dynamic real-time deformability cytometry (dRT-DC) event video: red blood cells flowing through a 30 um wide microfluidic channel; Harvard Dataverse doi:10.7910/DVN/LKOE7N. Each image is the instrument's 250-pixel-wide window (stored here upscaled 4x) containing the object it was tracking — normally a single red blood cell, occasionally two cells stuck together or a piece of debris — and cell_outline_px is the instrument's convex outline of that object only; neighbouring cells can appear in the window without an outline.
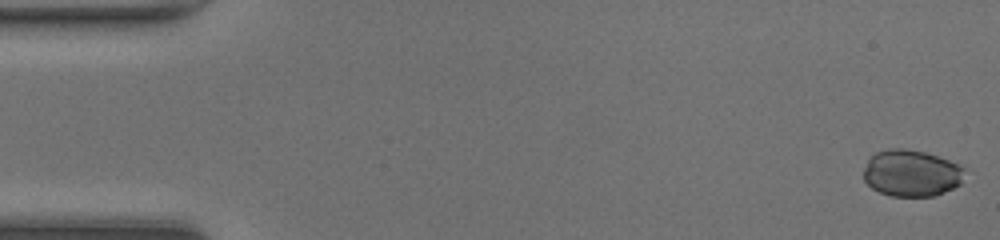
{"species": "common noctule bat (a hibernating species)", "species_latin": "Nyctalus noctula", "temperature_condition": "room temperature", "stored_images_in_passage": 48, "camera_frame_rate_fps": 3000, "um_per_image_px": 0.085, "animal": {"sex": "female", "body_mass_g": 20.0, "forearm_length_mm": 54.0}, "frame": {"image": 1, "passage_image": 1, "time_ms": 0.0, "image_size_px": [1000, 240], "cell_outline_px": [[964, 168], [960, 184], [952, 188], [932, 196], [892, 196], [880, 192], [872, 188], [864, 180], [864, 168], [868, 156], [876, 152], [888, 148], [904, 148], [924, 152], [948, 160]], "centroid_in_image_um": [77.4, 14.7], "position_along_channel_um": 7.6, "area_um2": 27.28}}
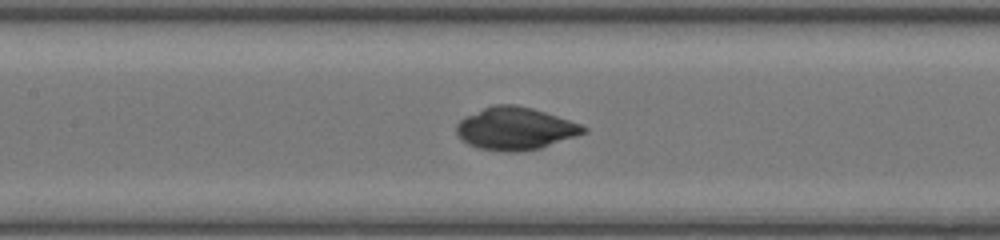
{"frame": {"image": 2, "passage_image": 22, "time_ms": 7.0, "image_size_px": [1000, 240], "cell_outline_px": [[588, 132], [540, 148], [516, 152], [504, 152], [480, 148], [468, 144], [456, 132], [456, 124], [464, 116], [492, 104], [516, 104], [532, 108], [580, 124], [588, 128]], "centroid_in_image_um": [43.78, 10.92], "position_along_channel_um": 163.6, "area_um2": 31.39}}
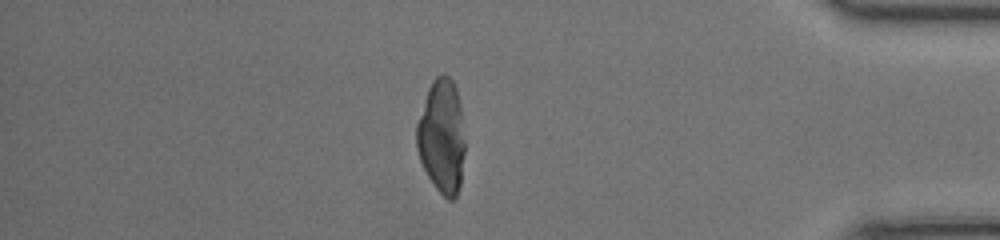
{"frame": {"image": 3, "passage_image": 41, "time_ms": 13.333, "image_size_px": [1000, 240], "cell_outline_px": [[464, 152], [460, 184], [456, 196], [452, 200], [448, 200], [436, 188], [428, 176], [420, 160], [416, 148], [416, 124], [428, 88], [432, 80], [436, 76], [448, 76], [452, 80], [456, 88], [460, 104], [464, 140]], "centroid_in_image_um": [37.53, 11.59], "position_along_channel_um": 397.7, "area_um2": 31.91}}